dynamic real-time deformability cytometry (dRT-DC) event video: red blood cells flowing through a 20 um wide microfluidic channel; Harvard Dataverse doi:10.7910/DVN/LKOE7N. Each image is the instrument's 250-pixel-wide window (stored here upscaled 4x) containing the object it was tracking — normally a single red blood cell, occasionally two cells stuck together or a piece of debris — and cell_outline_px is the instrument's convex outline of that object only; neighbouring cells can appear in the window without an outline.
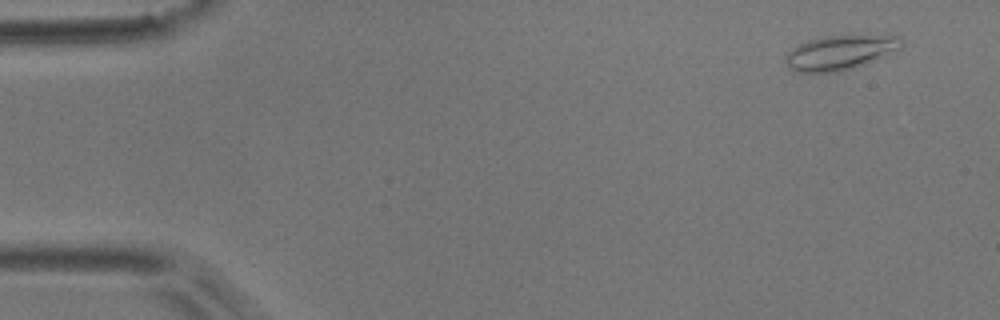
{"species": "common noctule bat (a hibernating species)", "species_latin": "Nyctalus noctula", "temperature_condition": "room temperature", "stored_images_in_passage": 6, "camera_frame_rate_fps": 3000, "um_per_image_px": 0.085, "animal": {"sex": "male", "body_mass_g": 17.9}, "frame": {"image": 1, "passage_image": 2, "time_ms": 1.0, "image_size_px": [1000, 320], "cell_outline_px": [[904, 44], [900, 48], [884, 56], [864, 64], [840, 72], [796, 72], [784, 60], [788, 52], [796, 44], [808, 40], [824, 36], [900, 36], [904, 40]], "centroid_in_image_um": [71.4, 4.46], "position_along_channel_um": 13.6, "area_um2": 23.12}}